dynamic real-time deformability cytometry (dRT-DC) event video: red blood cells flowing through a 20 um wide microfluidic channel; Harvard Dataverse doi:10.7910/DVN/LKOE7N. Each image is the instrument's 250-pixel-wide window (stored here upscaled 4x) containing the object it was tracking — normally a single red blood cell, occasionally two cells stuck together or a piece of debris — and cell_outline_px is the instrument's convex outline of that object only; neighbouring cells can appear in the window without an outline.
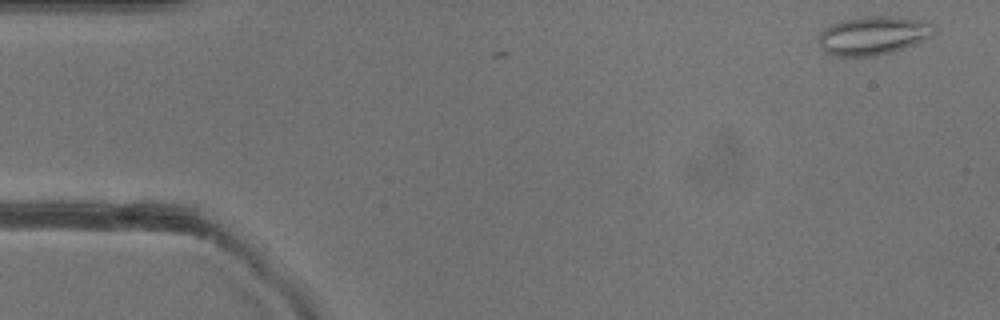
{"species": "common noctule bat (a hibernating species)", "species_latin": "Nyctalus noctula", "temperature_condition": "warm", "stored_images_in_passage": 6, "camera_frame_rate_fps": 3000, "um_per_image_px": 0.085, "animal": {"sex": "female"}, "frame": {"image": 1, "passage_image": 2, "time_ms": 0.333, "image_size_px": [1000, 320], "cell_outline_px": [[936, 32], [932, 36], [924, 40], [892, 52], [876, 56], [832, 56], [824, 52], [820, 48], [820, 32], [824, 28], [840, 20], [856, 16], [896, 16], [928, 20], [936, 28]], "centroid_in_image_um": [74.24, 3.0], "position_along_channel_um": 10.8, "area_um2": 26.53}}